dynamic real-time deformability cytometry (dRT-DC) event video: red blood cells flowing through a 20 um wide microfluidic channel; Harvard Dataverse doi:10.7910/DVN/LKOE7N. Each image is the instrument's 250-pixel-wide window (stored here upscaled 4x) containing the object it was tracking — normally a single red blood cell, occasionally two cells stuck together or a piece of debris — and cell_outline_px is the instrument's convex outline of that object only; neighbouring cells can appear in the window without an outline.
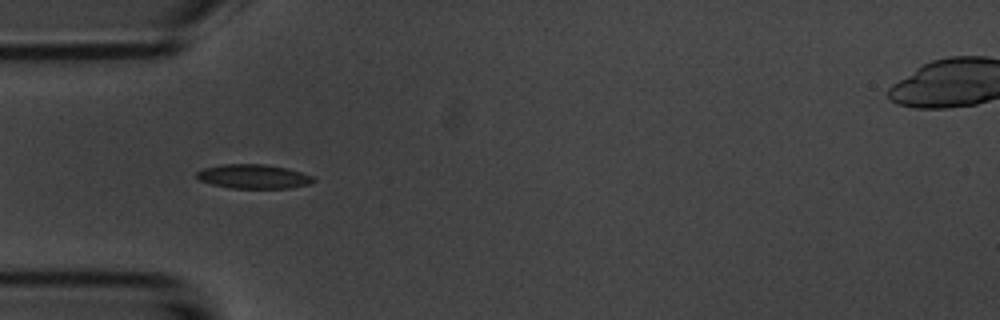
{"species": "common noctule bat (a hibernating species)", "species_latin": "Nyctalus noctula", "temperature_condition": "room temperature", "stored_images_in_passage": 8, "camera_frame_rate_fps": 3000, "um_per_image_px": 0.085, "animal": {"sex": "male", "body_mass_g": 20.1, "forearm_length_mm": 53.5}, "frame": {"image": 1, "passage_image": 4, "time_ms": 3.333, "image_size_px": [1000, 320], "cell_outline_px": [[316, 180], [308, 184], [288, 188], [232, 188], [212, 184], [200, 180], [196, 176], [196, 172], [204, 168], [220, 164], [264, 164], [288, 168], [312, 176]], "centroid_in_image_um": [21.53, 14.99], "position_along_channel_um": 63.5, "area_um2": 16.36}}
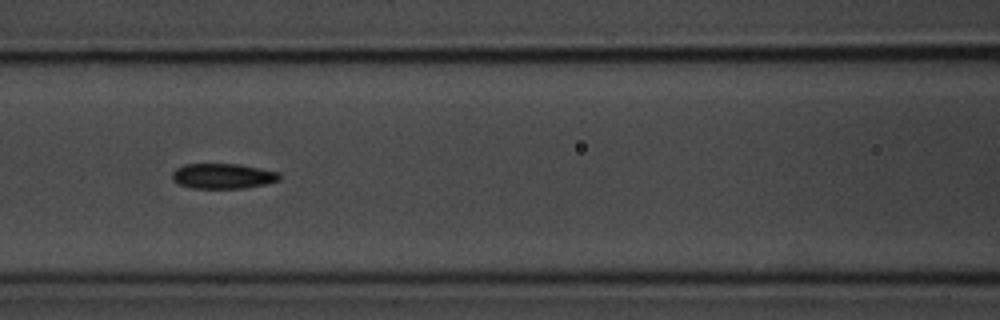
{"frame": {"image": 2, "passage_image": 6, "time_ms": 5.667, "image_size_px": [1000, 320], "cell_outline_px": [[280, 180], [264, 184], [244, 188], [192, 188], [180, 184], [172, 180], [172, 172], [176, 168], [184, 164], [240, 164], [280, 172]], "centroid_in_image_um": [18.94, 14.96], "position_along_channel_um": 147.7, "area_um2": 15.78}}
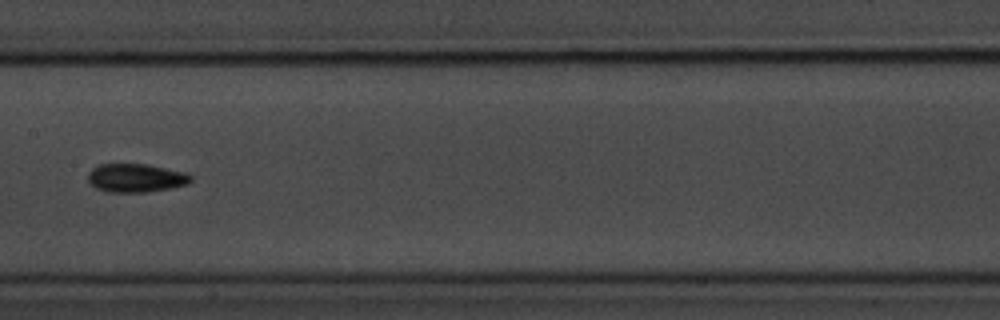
{"frame": {"image": 3, "passage_image": 7, "time_ms": 7.0, "image_size_px": [1000, 320], "cell_outline_px": [[192, 180], [188, 184], [172, 188], [148, 192], [108, 192], [96, 188], [88, 180], [88, 172], [92, 168], [100, 164], [148, 164], [188, 172], [192, 176]], "centroid_in_image_um": [11.59, 15.12], "position_along_channel_um": 195.8, "area_um2": 17.34}}